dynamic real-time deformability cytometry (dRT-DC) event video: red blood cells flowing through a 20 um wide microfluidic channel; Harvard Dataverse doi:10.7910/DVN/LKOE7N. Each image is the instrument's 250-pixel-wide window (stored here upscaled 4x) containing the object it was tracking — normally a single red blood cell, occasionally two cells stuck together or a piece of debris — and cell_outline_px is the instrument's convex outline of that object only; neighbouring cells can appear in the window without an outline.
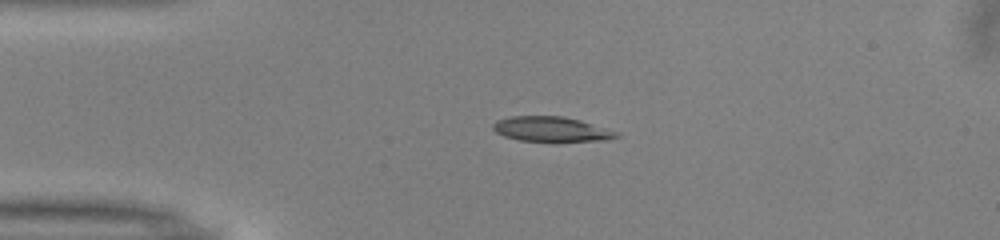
{"species": "common noctule bat (a hibernating species)", "species_latin": "Nyctalus noctula", "temperature_condition": "warm", "stored_images_in_passage": 40, "camera_frame_rate_fps": 3000, "um_per_image_px": 0.085, "animal": {"sex": "male", "body_mass_g": 13.0, "forearm_length_mm": 53.1}, "frame": {"image": 1, "passage_image": 1, "time_ms": 0.0, "image_size_px": [1000, 240], "cell_outline_px": [[620, 136], [608, 140], [556, 144], [552, 144], [520, 140], [504, 136], [496, 132], [492, 128], [492, 124], [496, 120], [508, 116], [564, 116], [580, 120], [620, 132]], "centroid_in_image_um": [46.91, 11.03], "position_along_channel_um": 38.1, "area_um2": 19.02}}
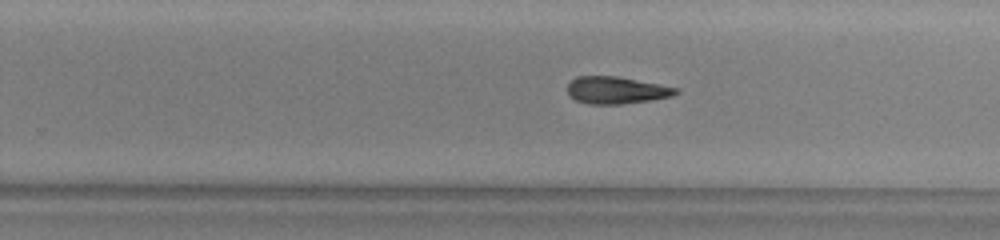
{"frame": {"image": 2, "passage_image": 21, "time_ms": 6.667, "image_size_px": [1000, 240], "cell_outline_px": [[680, 92], [672, 96], [652, 100], [620, 104], [588, 104], [576, 100], [568, 96], [568, 84], [576, 76], [616, 76], [660, 84], [680, 88]], "centroid_in_image_um": [52.41, 7.67], "position_along_channel_um": 277.4, "area_um2": 17.28}}
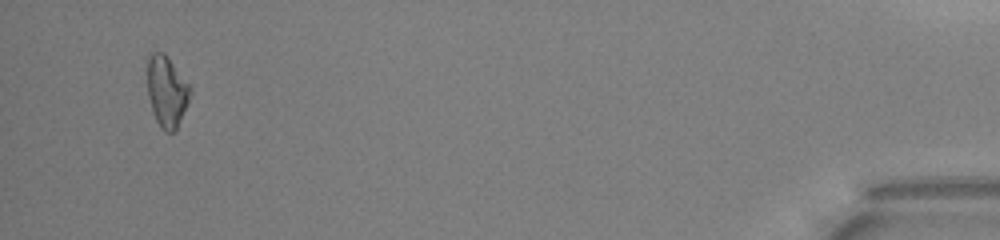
{"frame": {"image": 3, "passage_image": 38, "time_ms": 12.333, "image_size_px": [1000, 240], "cell_outline_px": [[192, 92], [180, 120], [176, 128], [172, 132], [164, 132], [160, 128], [156, 120], [148, 96], [144, 60], [148, 52], [164, 52], [192, 88]], "centroid_in_image_um": [14.11, 7.69], "position_along_channel_um": 421.1, "area_um2": 18.21}}